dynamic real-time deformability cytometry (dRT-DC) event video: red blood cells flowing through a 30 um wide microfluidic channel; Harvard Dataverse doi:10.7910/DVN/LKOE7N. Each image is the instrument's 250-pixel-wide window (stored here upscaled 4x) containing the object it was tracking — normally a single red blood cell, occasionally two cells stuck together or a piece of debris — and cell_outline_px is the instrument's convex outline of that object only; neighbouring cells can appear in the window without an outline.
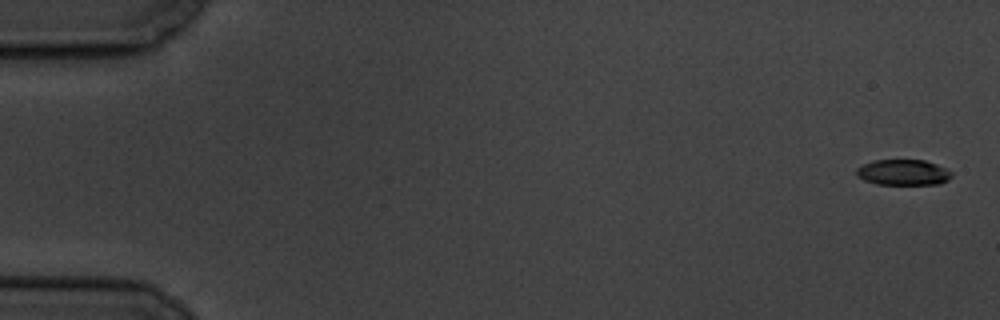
{"species": "common noctule bat (a hibernating species)", "species_latin": "Nyctalus noctula", "temperature_condition": "cold", "stored_images_in_passage": 5, "camera_frame_rate_fps": 3000, "um_per_image_px": 0.085, "animal": {"sex": "male", "body_mass_g": 19.5, "forearm_length_mm": 54.6}, "frame": {"image": 1, "passage_image": 1, "time_ms": 0.0, "image_size_px": [1000, 320], "cell_outline_px": [[952, 176], [948, 180], [940, 184], [876, 184], [864, 180], [856, 176], [856, 168], [872, 160], [924, 160], [936, 164], [952, 172]], "centroid_in_image_um": [76.75, 14.65], "position_along_channel_um": 8.2, "area_um2": 14.28}}
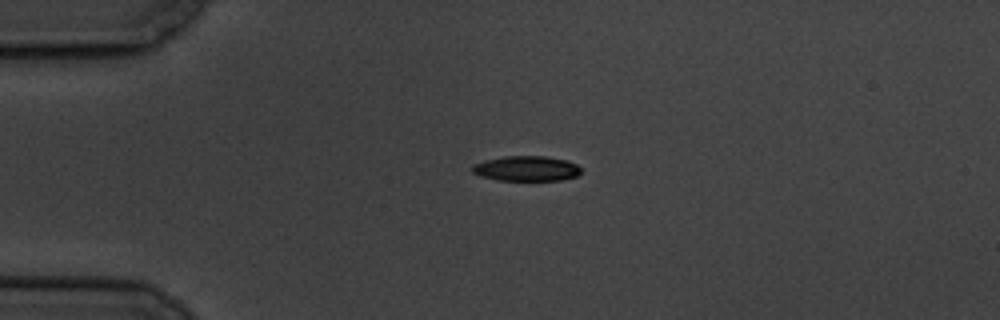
{"frame": {"image": 2, "passage_image": 4, "time_ms": 4.333, "image_size_px": [1000, 320], "cell_outline_px": [[580, 172], [576, 176], [560, 180], [496, 180], [480, 176], [472, 172], [472, 164], [484, 160], [504, 156], [544, 156], [564, 160], [576, 164], [580, 168]], "centroid_in_image_um": [44.69, 14.32], "position_along_channel_um": 40.3, "area_um2": 15.84}}